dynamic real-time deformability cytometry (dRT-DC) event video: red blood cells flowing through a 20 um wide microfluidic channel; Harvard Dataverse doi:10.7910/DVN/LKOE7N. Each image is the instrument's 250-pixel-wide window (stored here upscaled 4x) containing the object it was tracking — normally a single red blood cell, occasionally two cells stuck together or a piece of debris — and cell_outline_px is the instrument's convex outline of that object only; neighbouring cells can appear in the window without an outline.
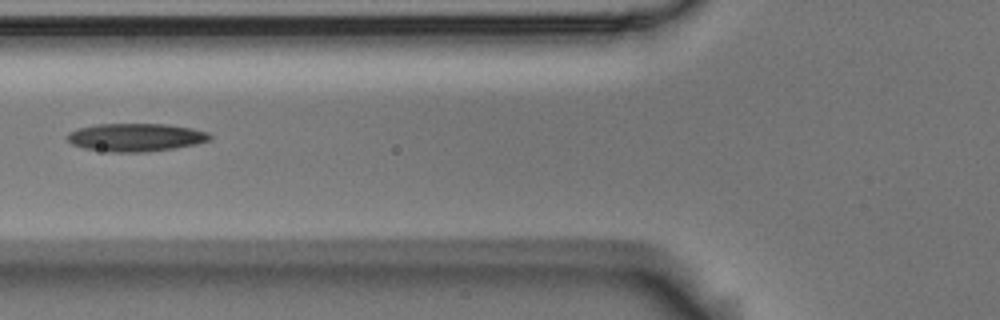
{"species": "Egyptian fruit bat (a non-hibernating species)", "species_latin": "Rousettus aegyptiacus", "temperature_condition": "room temperature", "stored_images_in_passage": 5, "camera_frame_rate_fps": 3000, "um_per_image_px": 0.085, "animal": {"sex": "male"}, "frame": {"image": 1, "passage_image": 5, "time_ms": 1.333, "image_size_px": [1000, 320], "cell_outline_px": [[212, 140], [196, 144], [176, 148], [144, 152], [108, 152], [84, 148], [72, 144], [64, 136], [68, 132], [80, 128], [96, 124], [168, 124], [192, 128], [208, 132], [212, 136]], "centroid_in_image_um": [11.55, 11.67], "position_along_channel_um": 114.2, "area_um2": 23.52}}